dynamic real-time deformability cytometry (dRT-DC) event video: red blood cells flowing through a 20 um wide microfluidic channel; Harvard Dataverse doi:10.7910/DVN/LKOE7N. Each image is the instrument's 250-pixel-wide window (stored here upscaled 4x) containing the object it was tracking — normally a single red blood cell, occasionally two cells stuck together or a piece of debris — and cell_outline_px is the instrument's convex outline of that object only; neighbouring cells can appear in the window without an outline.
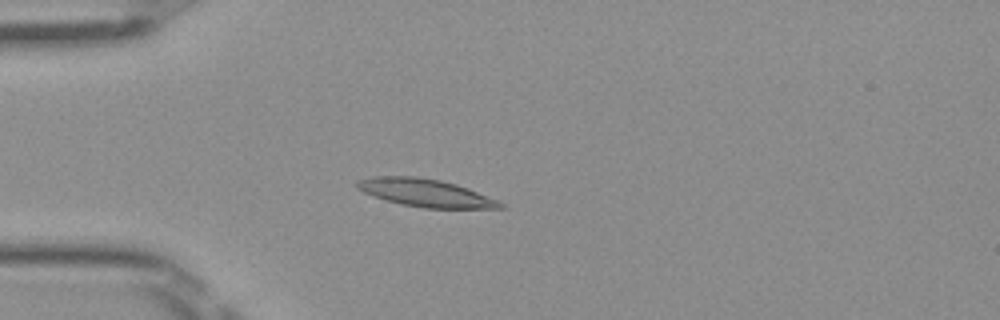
{"species": "Egyptian fruit bat (a non-hibernating species)", "species_latin": "Rousettus aegyptiacus", "temperature_condition": "room temperature", "stored_images_in_passage": 38, "camera_frame_rate_fps": 3000, "um_per_image_px": 0.085, "frame": {"image": 1, "passage_image": 1, "time_ms": 0.0, "image_size_px": [1000, 320], "cell_outline_px": [[504, 208], [424, 208], [400, 204], [364, 192], [356, 188], [356, 180], [372, 176], [416, 176], [440, 180], [456, 184], [468, 188], [496, 200], [504, 204]], "centroid_in_image_um": [36.14, 16.38], "position_along_channel_um": 48.9, "area_um2": 22.95}}
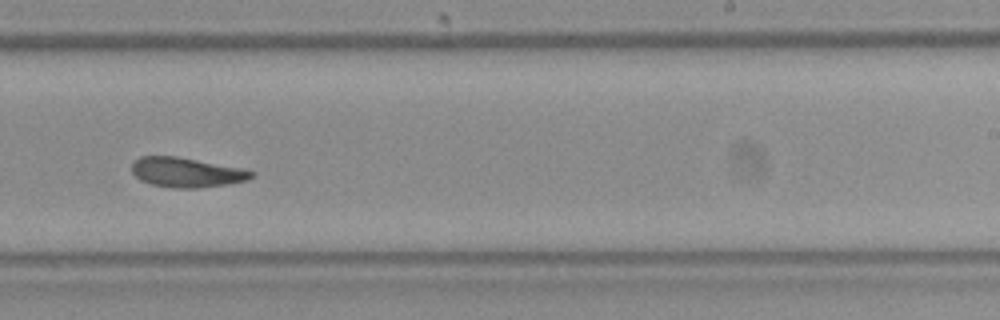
{"frame": {"image": 2, "passage_image": 19, "time_ms": 6.0, "image_size_px": [1000, 320], "cell_outline_px": [[256, 172], [248, 180], [228, 184], [196, 188], [172, 188], [152, 184], [140, 180], [132, 172], [132, 160], [140, 156], [176, 156], [240, 168]], "centroid_in_image_um": [15.81, 14.65], "position_along_channel_um": 273.2, "area_um2": 20.63}}
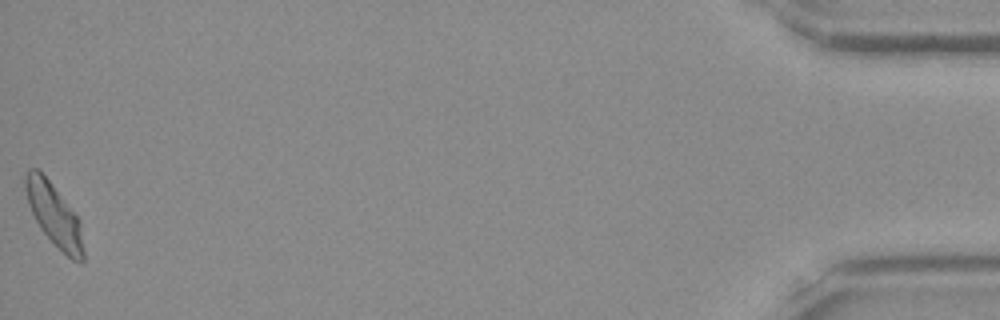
{"frame": {"image": 3, "passage_image": 38, "time_ms": 12.333, "image_size_px": [1000, 320], "cell_outline_px": [[84, 260], [80, 264], [72, 260], [40, 228], [28, 204], [24, 188], [24, 176], [28, 168], [36, 168], [52, 184], [80, 220], [84, 252]], "centroid_in_image_um": [4.6, 18.26], "position_along_channel_um": 430.6, "area_um2": 20.81}, "authors_computed_cell_mechanics": {"area_um2": 20.8658, "velocity_mm_per_s": 3.9938, "shape_relaxation_time_tau1_ms": null, "shape_relaxation_time_tau2_ms": 3.8885, "deformation_change_tau1": null, "deformation_change_tau2": 0.1017}}